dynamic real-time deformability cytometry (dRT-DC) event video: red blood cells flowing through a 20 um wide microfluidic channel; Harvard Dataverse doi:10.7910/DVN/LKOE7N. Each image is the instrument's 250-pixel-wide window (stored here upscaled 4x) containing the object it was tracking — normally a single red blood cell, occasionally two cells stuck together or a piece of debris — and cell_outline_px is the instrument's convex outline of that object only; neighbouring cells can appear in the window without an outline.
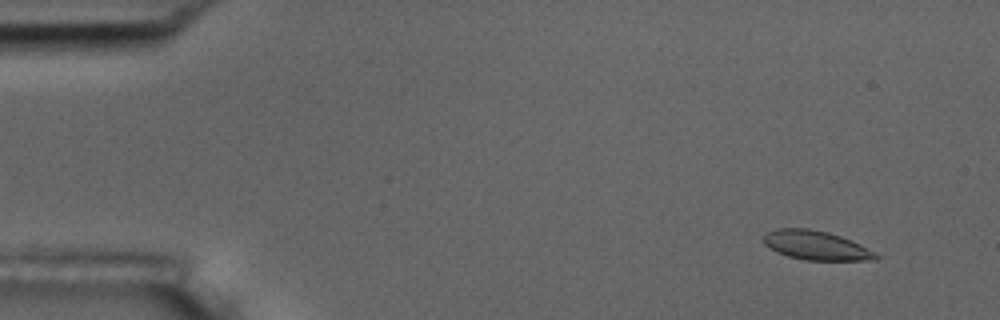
{"species": "common noctule bat (a hibernating species)", "species_latin": "Nyctalus noctula", "temperature_condition": "room temperature", "stored_images_in_passage": 5, "camera_frame_rate_fps": 3000, "um_per_image_px": 0.085, "animal": {"sex": "male", "body_mass_g": 17.5, "forearm_length_mm": 52.3}, "frame": {"image": 1, "passage_image": 2, "time_ms": 1.333, "image_size_px": [1000, 320], "cell_outline_px": [[880, 256], [876, 260], [808, 260], [788, 256], [776, 252], [764, 244], [764, 236], [768, 232], [776, 228], [808, 228], [828, 232], [852, 240], [876, 252]], "centroid_in_image_um": [69.39, 20.85], "position_along_channel_um": 15.6, "area_um2": 19.07}}
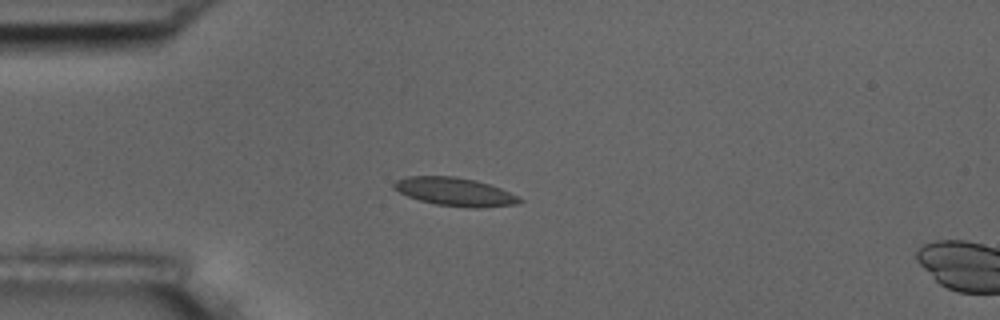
{"frame": {"image": 2, "passage_image": 4, "time_ms": 4.667, "image_size_px": [1000, 320], "cell_outline_px": [[524, 200], [516, 204], [480, 208], [472, 208], [436, 204], [420, 200], [408, 196], [392, 188], [392, 184], [396, 180], [408, 176], [456, 176], [476, 180], [500, 188]], "centroid_in_image_um": [38.64, 16.29], "position_along_channel_um": 46.4, "area_um2": 20.58}}